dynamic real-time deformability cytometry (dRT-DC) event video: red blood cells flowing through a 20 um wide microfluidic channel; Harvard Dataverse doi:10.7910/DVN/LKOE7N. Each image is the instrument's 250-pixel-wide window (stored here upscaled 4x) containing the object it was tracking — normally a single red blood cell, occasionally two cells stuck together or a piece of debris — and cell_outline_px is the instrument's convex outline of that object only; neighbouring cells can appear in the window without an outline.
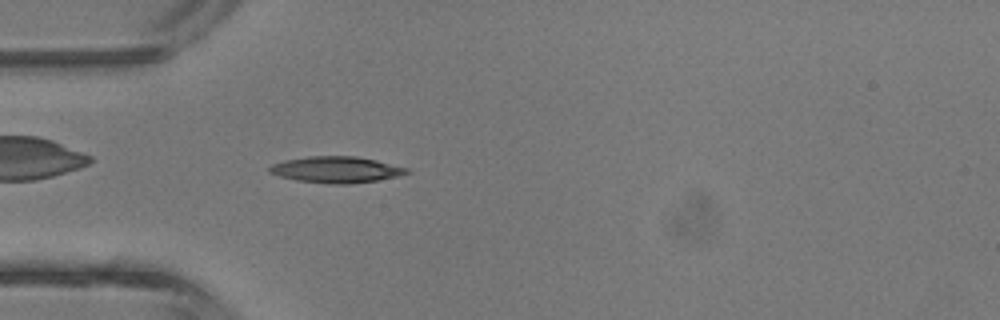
{"species": "common noctule bat (a hibernating species)", "species_latin": "Nyctalus noctula", "temperature_condition": "room temperature", "stored_images_in_passage": 44, "camera_frame_rate_fps": 3000, "um_per_image_px": 0.085, "animal": {"sex": "male", "body_mass_g": 13.3}, "frame": {"image": 1, "passage_image": 13, "time_ms": 4.0, "image_size_px": [1000, 320], "cell_outline_px": [[412, 172], [396, 176], [376, 180], [348, 184], [328, 184], [296, 180], [280, 176], [268, 172], [268, 168], [272, 164], [284, 160], [308, 156], [356, 156], [376, 160], [408, 168]], "centroid_in_image_um": [28.56, 14.41], "position_along_channel_um": 56.4, "area_um2": 20.98}}
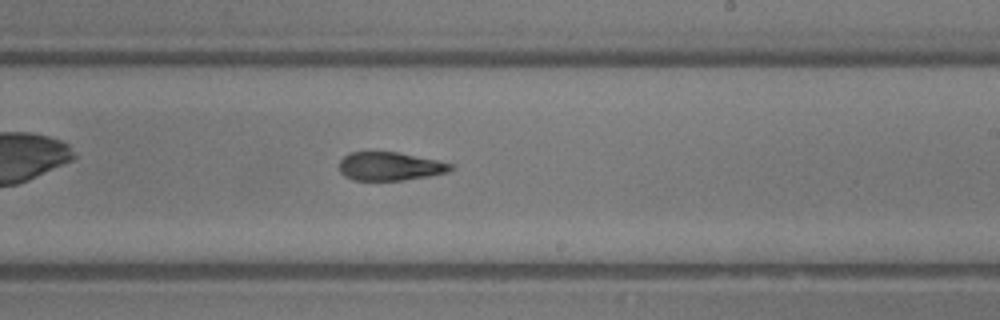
{"frame": {"image": 2, "passage_image": 26, "time_ms": 8.333, "image_size_px": [1000, 320], "cell_outline_px": [[456, 168], [448, 172], [428, 176], [404, 180], [356, 180], [344, 176], [340, 172], [340, 160], [344, 156], [352, 152], [396, 152], [456, 164]], "centroid_in_image_um": [33.19, 14.14], "position_along_channel_um": 255.8, "area_um2": 18.44}}
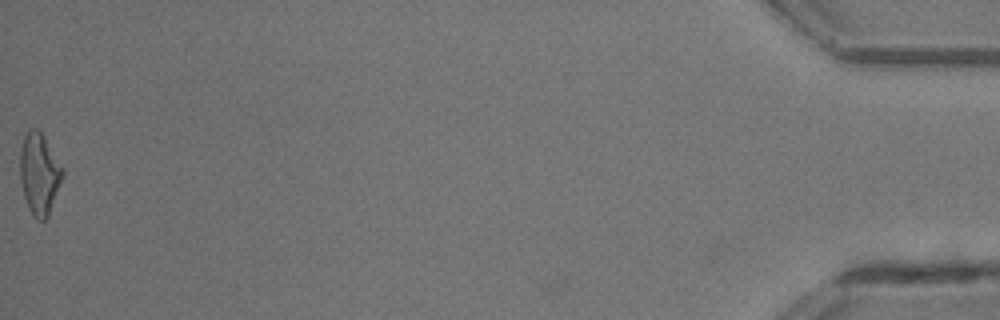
{"frame": {"image": 3, "passage_image": 44, "time_ms": 14.333, "image_size_px": [1000, 320], "cell_outline_px": [[64, 176], [48, 216], [44, 220], [36, 220], [32, 216], [28, 208], [24, 196], [20, 180], [20, 152], [24, 136], [32, 128], [36, 128], [44, 136], [64, 168]], "centroid_in_image_um": [3.36, 14.79], "position_along_channel_um": 431.8, "area_um2": 20.29}, "authors_computed_cell_mechanics": {"area_um2": 19.3919, "velocity_mm_per_s": 4.6928, "shape_relaxation_time_tau1_ms": 5.7149, "shape_relaxation_time_tau2_ms": 1.4311, "deformation_change_tau1": 0.2269, "deformation_change_tau2": 0.0975}}